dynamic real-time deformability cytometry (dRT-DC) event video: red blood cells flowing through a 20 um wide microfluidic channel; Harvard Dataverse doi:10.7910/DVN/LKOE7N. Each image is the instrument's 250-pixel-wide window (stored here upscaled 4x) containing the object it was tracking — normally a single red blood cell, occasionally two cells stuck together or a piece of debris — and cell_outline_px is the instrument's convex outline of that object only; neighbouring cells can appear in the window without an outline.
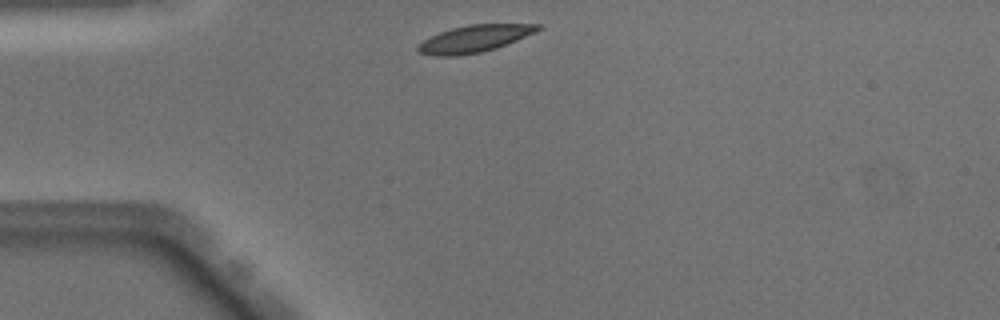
{"species": "Egyptian fruit bat (a non-hibernating species)", "species_latin": "Rousettus aegyptiacus", "temperature_condition": "warm", "stored_images_in_passage": 38, "camera_frame_rate_fps": 3000, "um_per_image_px": 0.085, "animal": {"sex": "male"}, "frame": {"image": 1, "passage_image": 1, "time_ms": 0.0, "image_size_px": [1000, 320], "cell_outline_px": [[540, 28], [536, 32], [496, 48], [480, 52], [456, 56], [436, 56], [420, 52], [416, 48], [416, 44], [440, 32], [452, 28], [468, 24], [540, 24]], "centroid_in_image_um": [40.3, 3.29], "position_along_channel_um": 44.7, "area_um2": 18.67}}
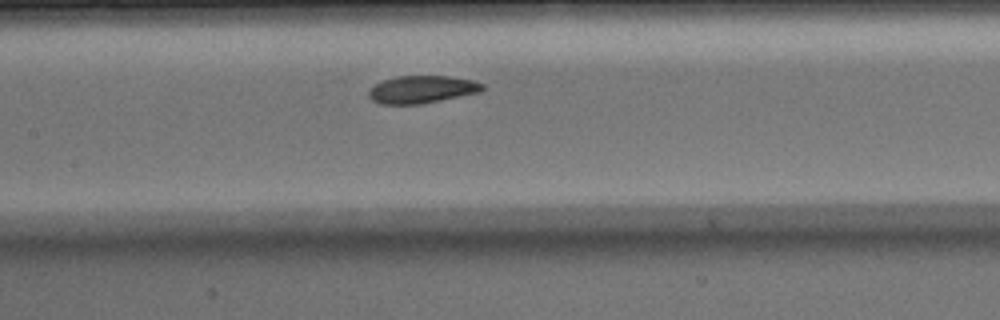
{"frame": {"image": 2, "passage_image": 12, "time_ms": 3.667, "image_size_px": [1000, 320], "cell_outline_px": [[484, 88], [480, 92], [420, 104], [380, 104], [372, 100], [368, 96], [368, 88], [372, 84], [396, 76], [448, 76], [472, 80], [484, 84]], "centroid_in_image_um": [35.8, 7.6], "position_along_channel_um": 171.6, "area_um2": 18.32}}
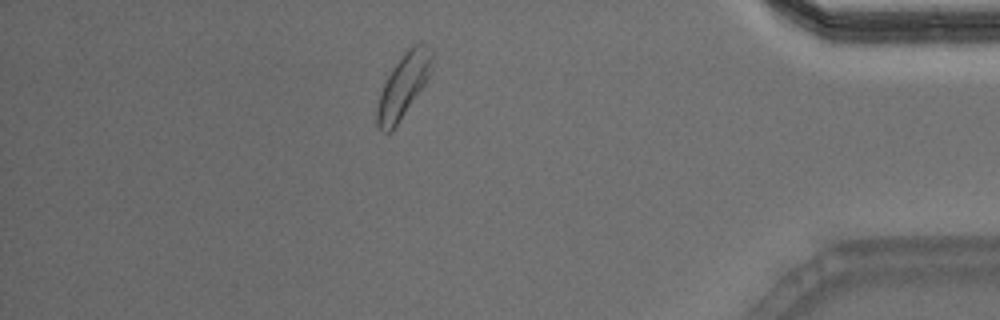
{"frame": {"image": 3, "passage_image": 32, "time_ms": 10.333, "image_size_px": [1000, 320], "cell_outline_px": [[432, 56], [428, 76], [424, 84], [396, 124], [388, 132], [384, 132], [376, 124], [376, 108], [380, 92], [392, 68], [404, 52], [412, 44], [428, 44], [432, 48]], "centroid_in_image_um": [34.26, 7.23], "position_along_channel_um": 400.9, "area_um2": 19.65}, "authors_computed_cell_mechanics": {"area_um2": 18.9584, "velocity_mm_per_s": 4.0111, "shape_relaxation_time_tau1_ms": 2.3728, "shape_relaxation_time_tau2_ms": 4.3918, "deformation_change_tau1": 0.1149, "deformation_change_tau2": 0.1072}}